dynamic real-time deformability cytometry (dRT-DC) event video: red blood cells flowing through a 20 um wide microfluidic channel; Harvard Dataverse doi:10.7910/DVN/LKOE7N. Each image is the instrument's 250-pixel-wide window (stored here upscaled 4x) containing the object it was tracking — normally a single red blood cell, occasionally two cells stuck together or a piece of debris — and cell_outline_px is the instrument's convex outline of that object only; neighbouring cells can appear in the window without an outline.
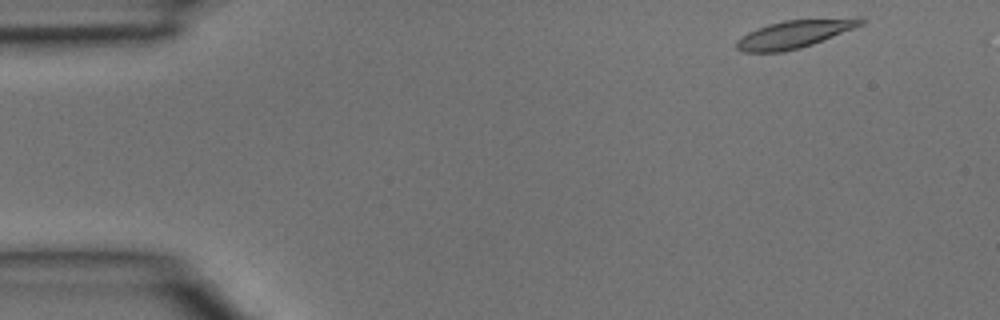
{"species": "common noctule bat (a hibernating species)", "species_latin": "Nyctalus noctula", "temperature_condition": "room temperature", "stored_images_in_passage": 33, "camera_frame_rate_fps": 3000, "um_per_image_px": 0.085, "animal": {"sex": "male", "body_mass_g": 15.6}, "frame": {"image": 1, "passage_image": 1, "time_ms": 0.0, "image_size_px": [1000, 320], "cell_outline_px": [[868, 20], [864, 24], [812, 44], [800, 48], [780, 52], [740, 52], [736, 48], [736, 40], [748, 32], [756, 28], [768, 24], [784, 20], [856, 16], [860, 16]], "centroid_in_image_um": [67.58, 2.86], "position_along_channel_um": 17.4, "area_um2": 20.58}}
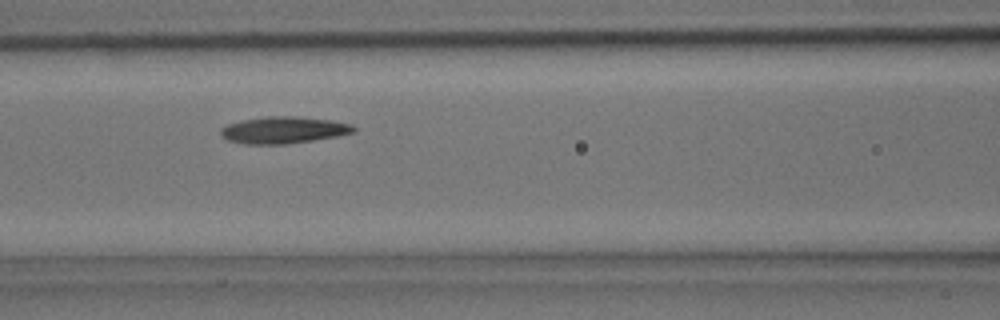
{"frame": {"image": 2, "passage_image": 14, "time_ms": 4.333, "image_size_px": [1000, 320], "cell_outline_px": [[356, 132], [336, 136], [288, 144], [244, 144], [228, 140], [220, 136], [220, 128], [228, 124], [240, 120], [268, 116], [300, 116], [332, 120], [352, 124], [356, 128]], "centroid_in_image_um": [24.09, 11.04], "position_along_channel_um": 142.5, "area_um2": 20.98}}
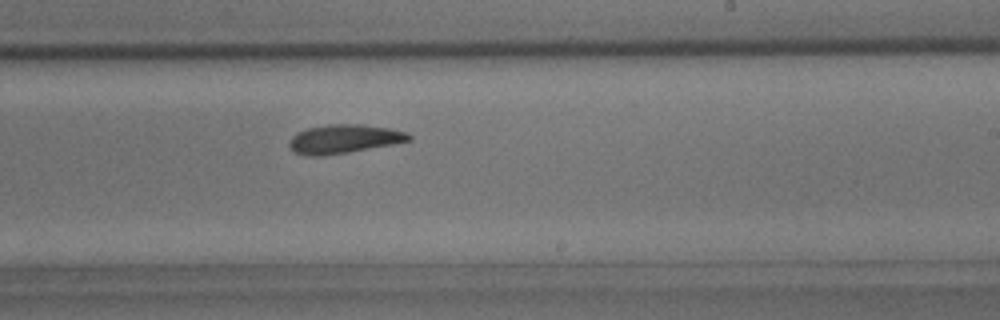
{"frame": {"image": 3, "passage_image": 21, "time_ms": 6.667, "image_size_px": [1000, 320], "cell_outline_px": [[412, 140], [392, 144], [348, 152], [320, 156], [308, 156], [296, 152], [288, 144], [292, 136], [296, 132], [308, 128], [328, 124], [360, 124], [392, 128], [408, 132], [412, 136]], "centroid_in_image_um": [29.27, 11.79], "position_along_channel_um": 259.7, "area_um2": 20.06}}